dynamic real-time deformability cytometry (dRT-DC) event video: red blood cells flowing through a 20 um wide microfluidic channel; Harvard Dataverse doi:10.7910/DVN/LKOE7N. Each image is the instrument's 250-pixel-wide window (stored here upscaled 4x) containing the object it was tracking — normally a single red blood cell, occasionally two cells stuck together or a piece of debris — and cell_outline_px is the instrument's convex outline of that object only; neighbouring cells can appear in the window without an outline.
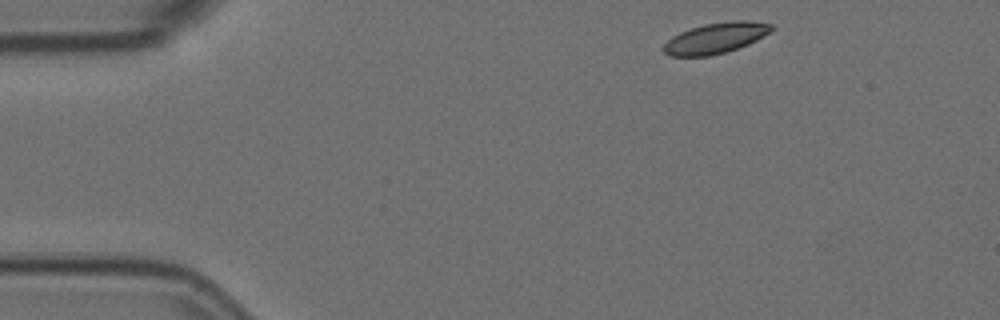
{"species": "Egyptian fruit bat (a non-hibernating species)", "species_latin": "Rousettus aegyptiacus", "temperature_condition": "room temperature", "stored_images_in_passage": 3, "camera_frame_rate_fps": 3000, "um_per_image_px": 0.085, "animal": {"sex": "female"}, "frame": {"image": 1, "passage_image": 1, "time_ms": 0.0, "image_size_px": [1000, 320], "cell_outline_px": [[772, 28], [764, 36], [748, 44], [724, 52], [708, 56], [668, 56], [664, 52], [664, 44], [672, 36], [680, 32], [704, 24], [728, 20], [748, 20], [772, 24]], "centroid_in_image_um": [60.81, 3.22], "position_along_channel_um": 24.2, "area_um2": 19.13}}